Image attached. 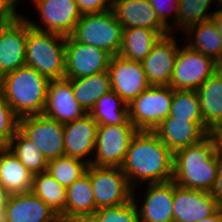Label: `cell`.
Listing matches in <instances>:
<instances>
[{
  "label": "cell",
  "instance_id": "obj_1",
  "mask_svg": "<svg viewBox=\"0 0 222 222\" xmlns=\"http://www.w3.org/2000/svg\"><path fill=\"white\" fill-rule=\"evenodd\" d=\"M174 153L154 131L138 130L121 166L136 191L139 184L164 183L173 179ZM136 187V188H135Z\"/></svg>",
  "mask_w": 222,
  "mask_h": 222
},
{
  "label": "cell",
  "instance_id": "obj_2",
  "mask_svg": "<svg viewBox=\"0 0 222 222\" xmlns=\"http://www.w3.org/2000/svg\"><path fill=\"white\" fill-rule=\"evenodd\" d=\"M221 160L213 137L174 153L173 181L180 187L211 192Z\"/></svg>",
  "mask_w": 222,
  "mask_h": 222
},
{
  "label": "cell",
  "instance_id": "obj_3",
  "mask_svg": "<svg viewBox=\"0 0 222 222\" xmlns=\"http://www.w3.org/2000/svg\"><path fill=\"white\" fill-rule=\"evenodd\" d=\"M49 83L48 78L25 65L0 78V92L19 118L37 115L44 111Z\"/></svg>",
  "mask_w": 222,
  "mask_h": 222
},
{
  "label": "cell",
  "instance_id": "obj_4",
  "mask_svg": "<svg viewBox=\"0 0 222 222\" xmlns=\"http://www.w3.org/2000/svg\"><path fill=\"white\" fill-rule=\"evenodd\" d=\"M66 36L39 31L28 23L26 66L34 68L49 80L64 78Z\"/></svg>",
  "mask_w": 222,
  "mask_h": 222
},
{
  "label": "cell",
  "instance_id": "obj_5",
  "mask_svg": "<svg viewBox=\"0 0 222 222\" xmlns=\"http://www.w3.org/2000/svg\"><path fill=\"white\" fill-rule=\"evenodd\" d=\"M122 31V25L110 9L81 15L70 36L77 42L98 47L116 56L121 48Z\"/></svg>",
  "mask_w": 222,
  "mask_h": 222
},
{
  "label": "cell",
  "instance_id": "obj_6",
  "mask_svg": "<svg viewBox=\"0 0 222 222\" xmlns=\"http://www.w3.org/2000/svg\"><path fill=\"white\" fill-rule=\"evenodd\" d=\"M173 89L149 86L128 105L129 120L138 130L154 131L169 115Z\"/></svg>",
  "mask_w": 222,
  "mask_h": 222
},
{
  "label": "cell",
  "instance_id": "obj_7",
  "mask_svg": "<svg viewBox=\"0 0 222 222\" xmlns=\"http://www.w3.org/2000/svg\"><path fill=\"white\" fill-rule=\"evenodd\" d=\"M138 129L129 120L121 125H98L94 166L121 167L125 161L130 142Z\"/></svg>",
  "mask_w": 222,
  "mask_h": 222
},
{
  "label": "cell",
  "instance_id": "obj_8",
  "mask_svg": "<svg viewBox=\"0 0 222 222\" xmlns=\"http://www.w3.org/2000/svg\"><path fill=\"white\" fill-rule=\"evenodd\" d=\"M96 209L114 207L132 200L133 188L121 167L89 165Z\"/></svg>",
  "mask_w": 222,
  "mask_h": 222
},
{
  "label": "cell",
  "instance_id": "obj_9",
  "mask_svg": "<svg viewBox=\"0 0 222 222\" xmlns=\"http://www.w3.org/2000/svg\"><path fill=\"white\" fill-rule=\"evenodd\" d=\"M218 69L219 64L211 57L185 44L179 47L169 86L174 90H197Z\"/></svg>",
  "mask_w": 222,
  "mask_h": 222
},
{
  "label": "cell",
  "instance_id": "obj_10",
  "mask_svg": "<svg viewBox=\"0 0 222 222\" xmlns=\"http://www.w3.org/2000/svg\"><path fill=\"white\" fill-rule=\"evenodd\" d=\"M18 130L36 144L47 161L64 155V124L43 114L19 118Z\"/></svg>",
  "mask_w": 222,
  "mask_h": 222
},
{
  "label": "cell",
  "instance_id": "obj_11",
  "mask_svg": "<svg viewBox=\"0 0 222 222\" xmlns=\"http://www.w3.org/2000/svg\"><path fill=\"white\" fill-rule=\"evenodd\" d=\"M112 55L98 47L66 37L65 75L67 79L87 77L107 71Z\"/></svg>",
  "mask_w": 222,
  "mask_h": 222
},
{
  "label": "cell",
  "instance_id": "obj_12",
  "mask_svg": "<svg viewBox=\"0 0 222 222\" xmlns=\"http://www.w3.org/2000/svg\"><path fill=\"white\" fill-rule=\"evenodd\" d=\"M31 2L40 15L43 27L39 22L36 24L26 16L24 18L32 28L39 31L70 36L82 15L75 0H32Z\"/></svg>",
  "mask_w": 222,
  "mask_h": 222
},
{
  "label": "cell",
  "instance_id": "obj_13",
  "mask_svg": "<svg viewBox=\"0 0 222 222\" xmlns=\"http://www.w3.org/2000/svg\"><path fill=\"white\" fill-rule=\"evenodd\" d=\"M28 22L18 19L0 24V77L26 65Z\"/></svg>",
  "mask_w": 222,
  "mask_h": 222
},
{
  "label": "cell",
  "instance_id": "obj_14",
  "mask_svg": "<svg viewBox=\"0 0 222 222\" xmlns=\"http://www.w3.org/2000/svg\"><path fill=\"white\" fill-rule=\"evenodd\" d=\"M108 72L112 91L127 105L150 86L141 62L125 59L120 55L112 56Z\"/></svg>",
  "mask_w": 222,
  "mask_h": 222
},
{
  "label": "cell",
  "instance_id": "obj_15",
  "mask_svg": "<svg viewBox=\"0 0 222 222\" xmlns=\"http://www.w3.org/2000/svg\"><path fill=\"white\" fill-rule=\"evenodd\" d=\"M219 209L217 200L210 192L183 188L174 182V222H198Z\"/></svg>",
  "mask_w": 222,
  "mask_h": 222
},
{
  "label": "cell",
  "instance_id": "obj_16",
  "mask_svg": "<svg viewBox=\"0 0 222 222\" xmlns=\"http://www.w3.org/2000/svg\"><path fill=\"white\" fill-rule=\"evenodd\" d=\"M172 33L161 37L141 62L150 86H169L179 51L178 39Z\"/></svg>",
  "mask_w": 222,
  "mask_h": 222
},
{
  "label": "cell",
  "instance_id": "obj_17",
  "mask_svg": "<svg viewBox=\"0 0 222 222\" xmlns=\"http://www.w3.org/2000/svg\"><path fill=\"white\" fill-rule=\"evenodd\" d=\"M145 185L147 187H145L146 192L141 207L136 200V192L132 193V200L135 202L140 222H174V181Z\"/></svg>",
  "mask_w": 222,
  "mask_h": 222
},
{
  "label": "cell",
  "instance_id": "obj_18",
  "mask_svg": "<svg viewBox=\"0 0 222 222\" xmlns=\"http://www.w3.org/2000/svg\"><path fill=\"white\" fill-rule=\"evenodd\" d=\"M42 114L62 124L75 121L86 114L74 96L70 79L64 77L50 80Z\"/></svg>",
  "mask_w": 222,
  "mask_h": 222
},
{
  "label": "cell",
  "instance_id": "obj_19",
  "mask_svg": "<svg viewBox=\"0 0 222 222\" xmlns=\"http://www.w3.org/2000/svg\"><path fill=\"white\" fill-rule=\"evenodd\" d=\"M154 132L173 153L201 142L210 134L204 127L203 121L173 119L169 115L154 129Z\"/></svg>",
  "mask_w": 222,
  "mask_h": 222
},
{
  "label": "cell",
  "instance_id": "obj_20",
  "mask_svg": "<svg viewBox=\"0 0 222 222\" xmlns=\"http://www.w3.org/2000/svg\"><path fill=\"white\" fill-rule=\"evenodd\" d=\"M112 10L123 29L144 27L155 30L162 37L171 33L148 0H112Z\"/></svg>",
  "mask_w": 222,
  "mask_h": 222
},
{
  "label": "cell",
  "instance_id": "obj_21",
  "mask_svg": "<svg viewBox=\"0 0 222 222\" xmlns=\"http://www.w3.org/2000/svg\"><path fill=\"white\" fill-rule=\"evenodd\" d=\"M97 122L86 113L82 118L64 124V155L80 159L88 165L95 150ZM89 155V159L86 157ZM86 159H85V158Z\"/></svg>",
  "mask_w": 222,
  "mask_h": 222
},
{
  "label": "cell",
  "instance_id": "obj_22",
  "mask_svg": "<svg viewBox=\"0 0 222 222\" xmlns=\"http://www.w3.org/2000/svg\"><path fill=\"white\" fill-rule=\"evenodd\" d=\"M60 217L32 191L11 194L4 208L5 222H58Z\"/></svg>",
  "mask_w": 222,
  "mask_h": 222
},
{
  "label": "cell",
  "instance_id": "obj_23",
  "mask_svg": "<svg viewBox=\"0 0 222 222\" xmlns=\"http://www.w3.org/2000/svg\"><path fill=\"white\" fill-rule=\"evenodd\" d=\"M96 210L88 165L86 172L66 188V222H85Z\"/></svg>",
  "mask_w": 222,
  "mask_h": 222
},
{
  "label": "cell",
  "instance_id": "obj_24",
  "mask_svg": "<svg viewBox=\"0 0 222 222\" xmlns=\"http://www.w3.org/2000/svg\"><path fill=\"white\" fill-rule=\"evenodd\" d=\"M204 127L211 132L222 125V71L216 70L198 89Z\"/></svg>",
  "mask_w": 222,
  "mask_h": 222
},
{
  "label": "cell",
  "instance_id": "obj_25",
  "mask_svg": "<svg viewBox=\"0 0 222 222\" xmlns=\"http://www.w3.org/2000/svg\"><path fill=\"white\" fill-rule=\"evenodd\" d=\"M33 175L7 148H0V183L10 194L32 190Z\"/></svg>",
  "mask_w": 222,
  "mask_h": 222
},
{
  "label": "cell",
  "instance_id": "obj_26",
  "mask_svg": "<svg viewBox=\"0 0 222 222\" xmlns=\"http://www.w3.org/2000/svg\"><path fill=\"white\" fill-rule=\"evenodd\" d=\"M183 33L188 34L186 44L190 48L211 57L218 64L222 61V38L212 19L192 25Z\"/></svg>",
  "mask_w": 222,
  "mask_h": 222
},
{
  "label": "cell",
  "instance_id": "obj_27",
  "mask_svg": "<svg viewBox=\"0 0 222 222\" xmlns=\"http://www.w3.org/2000/svg\"><path fill=\"white\" fill-rule=\"evenodd\" d=\"M162 36L155 30L144 27H129L122 31L121 57L142 62Z\"/></svg>",
  "mask_w": 222,
  "mask_h": 222
},
{
  "label": "cell",
  "instance_id": "obj_28",
  "mask_svg": "<svg viewBox=\"0 0 222 222\" xmlns=\"http://www.w3.org/2000/svg\"><path fill=\"white\" fill-rule=\"evenodd\" d=\"M70 83L77 102L86 113L90 112L101 96L112 90L108 70L87 77L70 79Z\"/></svg>",
  "mask_w": 222,
  "mask_h": 222
},
{
  "label": "cell",
  "instance_id": "obj_29",
  "mask_svg": "<svg viewBox=\"0 0 222 222\" xmlns=\"http://www.w3.org/2000/svg\"><path fill=\"white\" fill-rule=\"evenodd\" d=\"M59 217L66 222V188L58 183L47 172L33 175L32 190Z\"/></svg>",
  "mask_w": 222,
  "mask_h": 222
},
{
  "label": "cell",
  "instance_id": "obj_30",
  "mask_svg": "<svg viewBox=\"0 0 222 222\" xmlns=\"http://www.w3.org/2000/svg\"><path fill=\"white\" fill-rule=\"evenodd\" d=\"M88 114L98 125H121L129 121L128 105L112 90L101 96Z\"/></svg>",
  "mask_w": 222,
  "mask_h": 222
},
{
  "label": "cell",
  "instance_id": "obj_31",
  "mask_svg": "<svg viewBox=\"0 0 222 222\" xmlns=\"http://www.w3.org/2000/svg\"><path fill=\"white\" fill-rule=\"evenodd\" d=\"M32 174L46 172L48 161L39 148L25 137L19 130L16 131L7 147Z\"/></svg>",
  "mask_w": 222,
  "mask_h": 222
},
{
  "label": "cell",
  "instance_id": "obj_32",
  "mask_svg": "<svg viewBox=\"0 0 222 222\" xmlns=\"http://www.w3.org/2000/svg\"><path fill=\"white\" fill-rule=\"evenodd\" d=\"M88 164L80 159L62 155L48 161L46 172L67 188L87 170Z\"/></svg>",
  "mask_w": 222,
  "mask_h": 222
},
{
  "label": "cell",
  "instance_id": "obj_33",
  "mask_svg": "<svg viewBox=\"0 0 222 222\" xmlns=\"http://www.w3.org/2000/svg\"><path fill=\"white\" fill-rule=\"evenodd\" d=\"M169 116L173 119L203 121L197 90H174Z\"/></svg>",
  "mask_w": 222,
  "mask_h": 222
},
{
  "label": "cell",
  "instance_id": "obj_34",
  "mask_svg": "<svg viewBox=\"0 0 222 222\" xmlns=\"http://www.w3.org/2000/svg\"><path fill=\"white\" fill-rule=\"evenodd\" d=\"M215 0H179L178 21L175 29L182 33L190 26L210 20L214 12H209Z\"/></svg>",
  "mask_w": 222,
  "mask_h": 222
},
{
  "label": "cell",
  "instance_id": "obj_35",
  "mask_svg": "<svg viewBox=\"0 0 222 222\" xmlns=\"http://www.w3.org/2000/svg\"><path fill=\"white\" fill-rule=\"evenodd\" d=\"M85 222H140L133 200L114 207L97 209Z\"/></svg>",
  "mask_w": 222,
  "mask_h": 222
},
{
  "label": "cell",
  "instance_id": "obj_36",
  "mask_svg": "<svg viewBox=\"0 0 222 222\" xmlns=\"http://www.w3.org/2000/svg\"><path fill=\"white\" fill-rule=\"evenodd\" d=\"M19 117L0 92V148L8 147L18 130Z\"/></svg>",
  "mask_w": 222,
  "mask_h": 222
},
{
  "label": "cell",
  "instance_id": "obj_37",
  "mask_svg": "<svg viewBox=\"0 0 222 222\" xmlns=\"http://www.w3.org/2000/svg\"><path fill=\"white\" fill-rule=\"evenodd\" d=\"M151 4L161 22L171 31L173 34L175 25L178 21L179 0H148ZM170 3V4H169ZM172 14L174 25L170 24L169 15ZM172 25V26H171ZM173 28V29H172Z\"/></svg>",
  "mask_w": 222,
  "mask_h": 222
},
{
  "label": "cell",
  "instance_id": "obj_38",
  "mask_svg": "<svg viewBox=\"0 0 222 222\" xmlns=\"http://www.w3.org/2000/svg\"><path fill=\"white\" fill-rule=\"evenodd\" d=\"M80 13H102L112 9V0H75Z\"/></svg>",
  "mask_w": 222,
  "mask_h": 222
},
{
  "label": "cell",
  "instance_id": "obj_39",
  "mask_svg": "<svg viewBox=\"0 0 222 222\" xmlns=\"http://www.w3.org/2000/svg\"><path fill=\"white\" fill-rule=\"evenodd\" d=\"M20 1L22 0H0V24L12 22L22 15L16 10Z\"/></svg>",
  "mask_w": 222,
  "mask_h": 222
},
{
  "label": "cell",
  "instance_id": "obj_40",
  "mask_svg": "<svg viewBox=\"0 0 222 222\" xmlns=\"http://www.w3.org/2000/svg\"><path fill=\"white\" fill-rule=\"evenodd\" d=\"M215 199L217 200V204L220 208H222V162L218 169L217 178L215 179L214 185L210 192Z\"/></svg>",
  "mask_w": 222,
  "mask_h": 222
},
{
  "label": "cell",
  "instance_id": "obj_41",
  "mask_svg": "<svg viewBox=\"0 0 222 222\" xmlns=\"http://www.w3.org/2000/svg\"><path fill=\"white\" fill-rule=\"evenodd\" d=\"M210 135L214 139L217 155L222 161V125L213 129Z\"/></svg>",
  "mask_w": 222,
  "mask_h": 222
},
{
  "label": "cell",
  "instance_id": "obj_42",
  "mask_svg": "<svg viewBox=\"0 0 222 222\" xmlns=\"http://www.w3.org/2000/svg\"><path fill=\"white\" fill-rule=\"evenodd\" d=\"M217 10H214V14L212 15V20L216 24L220 37L222 38V6H217Z\"/></svg>",
  "mask_w": 222,
  "mask_h": 222
},
{
  "label": "cell",
  "instance_id": "obj_43",
  "mask_svg": "<svg viewBox=\"0 0 222 222\" xmlns=\"http://www.w3.org/2000/svg\"><path fill=\"white\" fill-rule=\"evenodd\" d=\"M11 194L6 188L0 183V209H4L7 205Z\"/></svg>",
  "mask_w": 222,
  "mask_h": 222
},
{
  "label": "cell",
  "instance_id": "obj_44",
  "mask_svg": "<svg viewBox=\"0 0 222 222\" xmlns=\"http://www.w3.org/2000/svg\"><path fill=\"white\" fill-rule=\"evenodd\" d=\"M198 222H222V208H220L215 214L210 217L204 218Z\"/></svg>",
  "mask_w": 222,
  "mask_h": 222
},
{
  "label": "cell",
  "instance_id": "obj_45",
  "mask_svg": "<svg viewBox=\"0 0 222 222\" xmlns=\"http://www.w3.org/2000/svg\"><path fill=\"white\" fill-rule=\"evenodd\" d=\"M0 222H5L4 221V209H0Z\"/></svg>",
  "mask_w": 222,
  "mask_h": 222
},
{
  "label": "cell",
  "instance_id": "obj_46",
  "mask_svg": "<svg viewBox=\"0 0 222 222\" xmlns=\"http://www.w3.org/2000/svg\"><path fill=\"white\" fill-rule=\"evenodd\" d=\"M215 1H217L216 3H218V5L217 4H215L216 6H222V0H215Z\"/></svg>",
  "mask_w": 222,
  "mask_h": 222
},
{
  "label": "cell",
  "instance_id": "obj_47",
  "mask_svg": "<svg viewBox=\"0 0 222 222\" xmlns=\"http://www.w3.org/2000/svg\"><path fill=\"white\" fill-rule=\"evenodd\" d=\"M219 69L222 71V61L219 63Z\"/></svg>",
  "mask_w": 222,
  "mask_h": 222
}]
</instances>
